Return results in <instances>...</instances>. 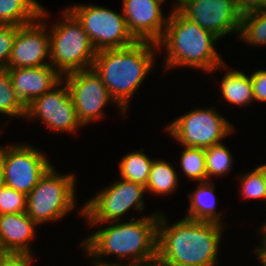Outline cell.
I'll use <instances>...</instances> for the list:
<instances>
[{
	"label": "cell",
	"mask_w": 266,
	"mask_h": 266,
	"mask_svg": "<svg viewBox=\"0 0 266 266\" xmlns=\"http://www.w3.org/2000/svg\"><path fill=\"white\" fill-rule=\"evenodd\" d=\"M8 254L0 253V262L7 256Z\"/></svg>",
	"instance_id": "obj_39"
},
{
	"label": "cell",
	"mask_w": 266,
	"mask_h": 266,
	"mask_svg": "<svg viewBox=\"0 0 266 266\" xmlns=\"http://www.w3.org/2000/svg\"><path fill=\"white\" fill-rule=\"evenodd\" d=\"M163 0H122V13L129 33L136 41L158 43L165 31L168 16L163 15Z\"/></svg>",
	"instance_id": "obj_15"
},
{
	"label": "cell",
	"mask_w": 266,
	"mask_h": 266,
	"mask_svg": "<svg viewBox=\"0 0 266 266\" xmlns=\"http://www.w3.org/2000/svg\"><path fill=\"white\" fill-rule=\"evenodd\" d=\"M218 40V37L189 20L176 8L171 9L157 46L159 51H166L163 63L165 70L185 66L204 71L203 74H211L229 68L217 52L215 44Z\"/></svg>",
	"instance_id": "obj_3"
},
{
	"label": "cell",
	"mask_w": 266,
	"mask_h": 266,
	"mask_svg": "<svg viewBox=\"0 0 266 266\" xmlns=\"http://www.w3.org/2000/svg\"><path fill=\"white\" fill-rule=\"evenodd\" d=\"M178 175V172L171 163L162 159H154L145 187L146 192L154 195L156 194L157 197L159 195H173L172 193H174L179 186L178 179L180 178Z\"/></svg>",
	"instance_id": "obj_21"
},
{
	"label": "cell",
	"mask_w": 266,
	"mask_h": 266,
	"mask_svg": "<svg viewBox=\"0 0 266 266\" xmlns=\"http://www.w3.org/2000/svg\"><path fill=\"white\" fill-rule=\"evenodd\" d=\"M196 183V190L188 194L189 208L184 218L224 224L223 212L216 208L215 183L212 180Z\"/></svg>",
	"instance_id": "obj_18"
},
{
	"label": "cell",
	"mask_w": 266,
	"mask_h": 266,
	"mask_svg": "<svg viewBox=\"0 0 266 266\" xmlns=\"http://www.w3.org/2000/svg\"><path fill=\"white\" fill-rule=\"evenodd\" d=\"M50 13L42 7L33 22L17 26L7 68H31L50 63V37L45 19ZM48 31V32H47Z\"/></svg>",
	"instance_id": "obj_13"
},
{
	"label": "cell",
	"mask_w": 266,
	"mask_h": 266,
	"mask_svg": "<svg viewBox=\"0 0 266 266\" xmlns=\"http://www.w3.org/2000/svg\"><path fill=\"white\" fill-rule=\"evenodd\" d=\"M34 255H13L8 254L1 262L0 266H32L34 265Z\"/></svg>",
	"instance_id": "obj_32"
},
{
	"label": "cell",
	"mask_w": 266,
	"mask_h": 266,
	"mask_svg": "<svg viewBox=\"0 0 266 266\" xmlns=\"http://www.w3.org/2000/svg\"><path fill=\"white\" fill-rule=\"evenodd\" d=\"M214 108H194L176 117L165 128L180 145L207 149L222 143L235 127Z\"/></svg>",
	"instance_id": "obj_8"
},
{
	"label": "cell",
	"mask_w": 266,
	"mask_h": 266,
	"mask_svg": "<svg viewBox=\"0 0 266 266\" xmlns=\"http://www.w3.org/2000/svg\"><path fill=\"white\" fill-rule=\"evenodd\" d=\"M60 16V21L48 23L51 65L61 76L92 68L97 51L82 24L67 8Z\"/></svg>",
	"instance_id": "obj_5"
},
{
	"label": "cell",
	"mask_w": 266,
	"mask_h": 266,
	"mask_svg": "<svg viewBox=\"0 0 266 266\" xmlns=\"http://www.w3.org/2000/svg\"><path fill=\"white\" fill-rule=\"evenodd\" d=\"M238 37L248 46H266V9L243 15Z\"/></svg>",
	"instance_id": "obj_23"
},
{
	"label": "cell",
	"mask_w": 266,
	"mask_h": 266,
	"mask_svg": "<svg viewBox=\"0 0 266 266\" xmlns=\"http://www.w3.org/2000/svg\"><path fill=\"white\" fill-rule=\"evenodd\" d=\"M239 178L240 197L245 199H263L266 201V186L261 171L255 167L249 172L241 173ZM241 184V185H240ZM266 204V202H265Z\"/></svg>",
	"instance_id": "obj_27"
},
{
	"label": "cell",
	"mask_w": 266,
	"mask_h": 266,
	"mask_svg": "<svg viewBox=\"0 0 266 266\" xmlns=\"http://www.w3.org/2000/svg\"><path fill=\"white\" fill-rule=\"evenodd\" d=\"M254 101L266 102V69H260L250 74Z\"/></svg>",
	"instance_id": "obj_30"
},
{
	"label": "cell",
	"mask_w": 266,
	"mask_h": 266,
	"mask_svg": "<svg viewBox=\"0 0 266 266\" xmlns=\"http://www.w3.org/2000/svg\"><path fill=\"white\" fill-rule=\"evenodd\" d=\"M262 227H259L257 232H258V237L260 238L261 241L260 245L258 244V246H256L253 250H254V254H256V256L258 255H266V223L263 222V224L261 225ZM260 235V236H259Z\"/></svg>",
	"instance_id": "obj_33"
},
{
	"label": "cell",
	"mask_w": 266,
	"mask_h": 266,
	"mask_svg": "<svg viewBox=\"0 0 266 266\" xmlns=\"http://www.w3.org/2000/svg\"><path fill=\"white\" fill-rule=\"evenodd\" d=\"M66 8L82 24L96 51L124 48L136 42L123 13L94 4L78 3Z\"/></svg>",
	"instance_id": "obj_9"
},
{
	"label": "cell",
	"mask_w": 266,
	"mask_h": 266,
	"mask_svg": "<svg viewBox=\"0 0 266 266\" xmlns=\"http://www.w3.org/2000/svg\"><path fill=\"white\" fill-rule=\"evenodd\" d=\"M156 43L136 41L119 49L96 52L93 69L100 75L115 103L126 113L137 89L155 67Z\"/></svg>",
	"instance_id": "obj_4"
},
{
	"label": "cell",
	"mask_w": 266,
	"mask_h": 266,
	"mask_svg": "<svg viewBox=\"0 0 266 266\" xmlns=\"http://www.w3.org/2000/svg\"><path fill=\"white\" fill-rule=\"evenodd\" d=\"M122 266H169L165 262L161 261L158 257L153 260L141 262L137 264H130V265H122Z\"/></svg>",
	"instance_id": "obj_34"
},
{
	"label": "cell",
	"mask_w": 266,
	"mask_h": 266,
	"mask_svg": "<svg viewBox=\"0 0 266 266\" xmlns=\"http://www.w3.org/2000/svg\"><path fill=\"white\" fill-rule=\"evenodd\" d=\"M255 258L260 261L261 266H266V255H258Z\"/></svg>",
	"instance_id": "obj_36"
},
{
	"label": "cell",
	"mask_w": 266,
	"mask_h": 266,
	"mask_svg": "<svg viewBox=\"0 0 266 266\" xmlns=\"http://www.w3.org/2000/svg\"><path fill=\"white\" fill-rule=\"evenodd\" d=\"M47 156L26 142L0 146L4 186L28 195L53 165Z\"/></svg>",
	"instance_id": "obj_10"
},
{
	"label": "cell",
	"mask_w": 266,
	"mask_h": 266,
	"mask_svg": "<svg viewBox=\"0 0 266 266\" xmlns=\"http://www.w3.org/2000/svg\"><path fill=\"white\" fill-rule=\"evenodd\" d=\"M36 119L50 128L51 133H76L83 127L77 119L69 88L63 79L26 107L24 120L36 121Z\"/></svg>",
	"instance_id": "obj_12"
},
{
	"label": "cell",
	"mask_w": 266,
	"mask_h": 266,
	"mask_svg": "<svg viewBox=\"0 0 266 266\" xmlns=\"http://www.w3.org/2000/svg\"><path fill=\"white\" fill-rule=\"evenodd\" d=\"M236 4L242 16L266 9V0H236Z\"/></svg>",
	"instance_id": "obj_31"
},
{
	"label": "cell",
	"mask_w": 266,
	"mask_h": 266,
	"mask_svg": "<svg viewBox=\"0 0 266 266\" xmlns=\"http://www.w3.org/2000/svg\"><path fill=\"white\" fill-rule=\"evenodd\" d=\"M4 187V177H3V170L2 165L0 162V190Z\"/></svg>",
	"instance_id": "obj_37"
},
{
	"label": "cell",
	"mask_w": 266,
	"mask_h": 266,
	"mask_svg": "<svg viewBox=\"0 0 266 266\" xmlns=\"http://www.w3.org/2000/svg\"><path fill=\"white\" fill-rule=\"evenodd\" d=\"M221 79L220 97L225 103L238 107L252 105L254 95L250 75L230 67Z\"/></svg>",
	"instance_id": "obj_19"
},
{
	"label": "cell",
	"mask_w": 266,
	"mask_h": 266,
	"mask_svg": "<svg viewBox=\"0 0 266 266\" xmlns=\"http://www.w3.org/2000/svg\"><path fill=\"white\" fill-rule=\"evenodd\" d=\"M177 9L219 39L239 34L242 15L236 0H181Z\"/></svg>",
	"instance_id": "obj_14"
},
{
	"label": "cell",
	"mask_w": 266,
	"mask_h": 266,
	"mask_svg": "<svg viewBox=\"0 0 266 266\" xmlns=\"http://www.w3.org/2000/svg\"><path fill=\"white\" fill-rule=\"evenodd\" d=\"M38 0H0V25H25L35 21L41 13Z\"/></svg>",
	"instance_id": "obj_20"
},
{
	"label": "cell",
	"mask_w": 266,
	"mask_h": 266,
	"mask_svg": "<svg viewBox=\"0 0 266 266\" xmlns=\"http://www.w3.org/2000/svg\"><path fill=\"white\" fill-rule=\"evenodd\" d=\"M180 146L183 148L179 157L180 168L187 177L186 179L189 178L191 181L195 180L197 182L207 181L204 149Z\"/></svg>",
	"instance_id": "obj_26"
},
{
	"label": "cell",
	"mask_w": 266,
	"mask_h": 266,
	"mask_svg": "<svg viewBox=\"0 0 266 266\" xmlns=\"http://www.w3.org/2000/svg\"><path fill=\"white\" fill-rule=\"evenodd\" d=\"M159 212L157 257L169 266H218L225 224L182 218L169 224ZM168 224V225H167Z\"/></svg>",
	"instance_id": "obj_2"
},
{
	"label": "cell",
	"mask_w": 266,
	"mask_h": 266,
	"mask_svg": "<svg viewBox=\"0 0 266 266\" xmlns=\"http://www.w3.org/2000/svg\"><path fill=\"white\" fill-rule=\"evenodd\" d=\"M165 3L168 1H166V0H163ZM180 2H181V0H175V2H173L172 4H173V6L171 7V8H173V9H176V8H178L179 7V5H180ZM175 3V4H174Z\"/></svg>",
	"instance_id": "obj_38"
},
{
	"label": "cell",
	"mask_w": 266,
	"mask_h": 266,
	"mask_svg": "<svg viewBox=\"0 0 266 266\" xmlns=\"http://www.w3.org/2000/svg\"><path fill=\"white\" fill-rule=\"evenodd\" d=\"M17 25H0V70L7 69Z\"/></svg>",
	"instance_id": "obj_29"
},
{
	"label": "cell",
	"mask_w": 266,
	"mask_h": 266,
	"mask_svg": "<svg viewBox=\"0 0 266 266\" xmlns=\"http://www.w3.org/2000/svg\"><path fill=\"white\" fill-rule=\"evenodd\" d=\"M26 209V194L7 186L0 190V214L22 213L26 212Z\"/></svg>",
	"instance_id": "obj_28"
},
{
	"label": "cell",
	"mask_w": 266,
	"mask_h": 266,
	"mask_svg": "<svg viewBox=\"0 0 266 266\" xmlns=\"http://www.w3.org/2000/svg\"><path fill=\"white\" fill-rule=\"evenodd\" d=\"M52 165L27 195L26 213L39 226L60 221L77 204L76 174H60Z\"/></svg>",
	"instance_id": "obj_6"
},
{
	"label": "cell",
	"mask_w": 266,
	"mask_h": 266,
	"mask_svg": "<svg viewBox=\"0 0 266 266\" xmlns=\"http://www.w3.org/2000/svg\"><path fill=\"white\" fill-rule=\"evenodd\" d=\"M256 167L261 171L262 178H263L264 184L266 186V163L263 165H258Z\"/></svg>",
	"instance_id": "obj_35"
},
{
	"label": "cell",
	"mask_w": 266,
	"mask_h": 266,
	"mask_svg": "<svg viewBox=\"0 0 266 266\" xmlns=\"http://www.w3.org/2000/svg\"><path fill=\"white\" fill-rule=\"evenodd\" d=\"M153 161L143 149L125 154L119 161L120 178L146 187Z\"/></svg>",
	"instance_id": "obj_22"
},
{
	"label": "cell",
	"mask_w": 266,
	"mask_h": 266,
	"mask_svg": "<svg viewBox=\"0 0 266 266\" xmlns=\"http://www.w3.org/2000/svg\"><path fill=\"white\" fill-rule=\"evenodd\" d=\"M158 221L159 211H156L139 219L134 216L127 222H109L108 226L105 223L87 224L94 228L98 225L104 227L84 237L79 246L86 253L84 257L94 259L91 262L93 266H122L150 261L157 257ZM110 255L118 261H109L107 257ZM104 256L107 261L102 258Z\"/></svg>",
	"instance_id": "obj_1"
},
{
	"label": "cell",
	"mask_w": 266,
	"mask_h": 266,
	"mask_svg": "<svg viewBox=\"0 0 266 266\" xmlns=\"http://www.w3.org/2000/svg\"><path fill=\"white\" fill-rule=\"evenodd\" d=\"M7 71L17 97L26 107L62 80V76L51 64L31 68H7Z\"/></svg>",
	"instance_id": "obj_16"
},
{
	"label": "cell",
	"mask_w": 266,
	"mask_h": 266,
	"mask_svg": "<svg viewBox=\"0 0 266 266\" xmlns=\"http://www.w3.org/2000/svg\"><path fill=\"white\" fill-rule=\"evenodd\" d=\"M39 225L26 212L0 214V245L5 254L34 255L31 241Z\"/></svg>",
	"instance_id": "obj_17"
},
{
	"label": "cell",
	"mask_w": 266,
	"mask_h": 266,
	"mask_svg": "<svg viewBox=\"0 0 266 266\" xmlns=\"http://www.w3.org/2000/svg\"><path fill=\"white\" fill-rule=\"evenodd\" d=\"M0 114L25 119L26 106L17 97L7 69L0 70Z\"/></svg>",
	"instance_id": "obj_24"
},
{
	"label": "cell",
	"mask_w": 266,
	"mask_h": 266,
	"mask_svg": "<svg viewBox=\"0 0 266 266\" xmlns=\"http://www.w3.org/2000/svg\"><path fill=\"white\" fill-rule=\"evenodd\" d=\"M62 79L69 88L77 119L83 127L105 118L103 110L109 102L118 108V113L120 110L122 116L127 115L112 99L100 75L93 68L65 74Z\"/></svg>",
	"instance_id": "obj_11"
},
{
	"label": "cell",
	"mask_w": 266,
	"mask_h": 266,
	"mask_svg": "<svg viewBox=\"0 0 266 266\" xmlns=\"http://www.w3.org/2000/svg\"><path fill=\"white\" fill-rule=\"evenodd\" d=\"M145 194L143 185L120 178L88 199L77 214L86 218L87 224L123 221L122 217L131 209L142 213Z\"/></svg>",
	"instance_id": "obj_7"
},
{
	"label": "cell",
	"mask_w": 266,
	"mask_h": 266,
	"mask_svg": "<svg viewBox=\"0 0 266 266\" xmlns=\"http://www.w3.org/2000/svg\"><path fill=\"white\" fill-rule=\"evenodd\" d=\"M0 127H2V128H0V134H2L3 130H1V129H3L4 127L3 126H0Z\"/></svg>",
	"instance_id": "obj_40"
},
{
	"label": "cell",
	"mask_w": 266,
	"mask_h": 266,
	"mask_svg": "<svg viewBox=\"0 0 266 266\" xmlns=\"http://www.w3.org/2000/svg\"><path fill=\"white\" fill-rule=\"evenodd\" d=\"M205 151L207 181L214 176H225L233 168L234 159L229 148L223 143L213 145Z\"/></svg>",
	"instance_id": "obj_25"
}]
</instances>
